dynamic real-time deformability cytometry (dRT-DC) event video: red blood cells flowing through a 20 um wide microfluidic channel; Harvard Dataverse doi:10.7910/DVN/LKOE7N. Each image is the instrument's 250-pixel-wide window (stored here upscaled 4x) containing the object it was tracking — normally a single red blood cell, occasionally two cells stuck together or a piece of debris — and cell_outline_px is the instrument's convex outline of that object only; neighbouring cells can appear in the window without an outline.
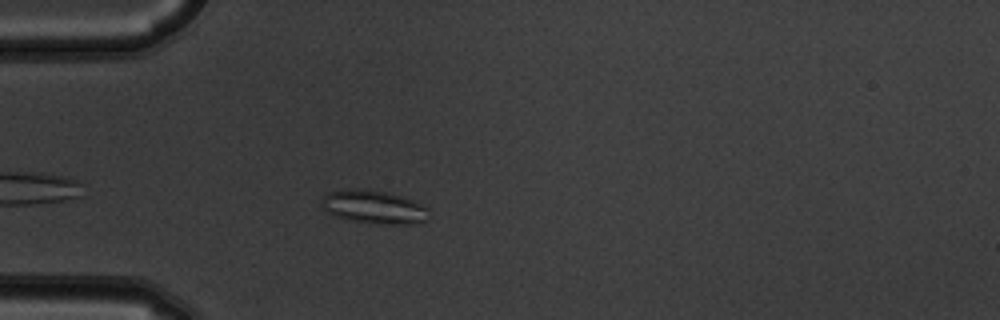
{"species": "common noctule bat (a hibernating species)", "species_latin": "Nyctalus noctula", "temperature_condition": "warm", "stored_images_in_passage": 4, "camera_frame_rate_fps": 3000, "um_per_image_px": 0.085, "animal": {"sex": "male", "body_mass_g": 19.5, "forearm_length_mm": 54.6}, "frame": {"image": 1, "passage_image": 4, "time_ms": 1.0, "image_size_px": [1000, 320], "cell_outline_px": [[428, 220], [412, 224], [376, 224], [348, 220], [336, 216], [328, 212], [320, 204], [320, 196], [328, 192], [344, 188], [356, 188], [388, 192], [424, 204], [428, 208]], "centroid_in_image_um": [31.75, 17.58], "position_along_channel_um": 53.3, "area_um2": 21.27}}